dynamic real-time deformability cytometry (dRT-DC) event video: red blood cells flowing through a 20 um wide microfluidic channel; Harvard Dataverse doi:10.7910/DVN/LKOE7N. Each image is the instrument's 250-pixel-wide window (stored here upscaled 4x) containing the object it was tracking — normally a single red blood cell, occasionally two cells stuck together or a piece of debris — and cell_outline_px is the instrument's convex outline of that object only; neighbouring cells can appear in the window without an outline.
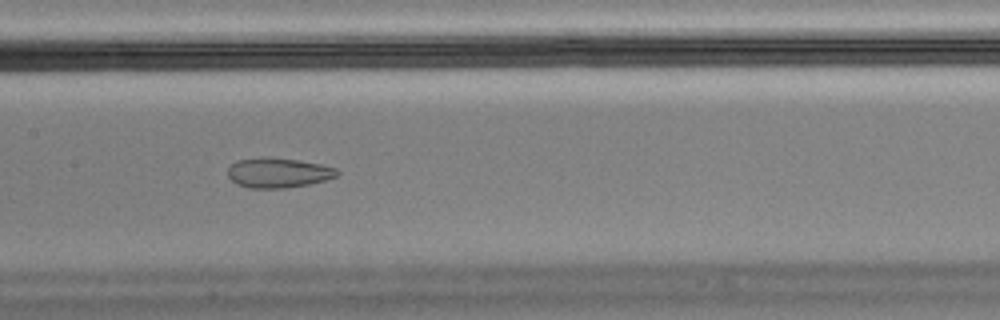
{"species": "Egyptian fruit bat (a non-hibernating species)", "species_latin": "Rousettus aegyptiacus", "temperature_condition": "cold", "stored_images_in_passage": 15, "segment_of_instrument_passage": [1, 2], "camera_frame_rate_fps": 3000, "um_per_image_px": 0.085, "animal": {"sex": "male"}, "frame": {"image": 1, "passage_image": 7, "time_ms": 2.0, "image_size_px": [1000, 320], "cell_outline_px": [[340, 172], [336, 176], [324, 180], [308, 184], [284, 188], [248, 188], [236, 184], [228, 176], [228, 168], [236, 160], [264, 156], [268, 156], [296, 160], [320, 164], [336, 168]], "centroid_in_image_um": [23.61, 14.67], "position_along_channel_um": 183.8, "area_um2": 19.07}}